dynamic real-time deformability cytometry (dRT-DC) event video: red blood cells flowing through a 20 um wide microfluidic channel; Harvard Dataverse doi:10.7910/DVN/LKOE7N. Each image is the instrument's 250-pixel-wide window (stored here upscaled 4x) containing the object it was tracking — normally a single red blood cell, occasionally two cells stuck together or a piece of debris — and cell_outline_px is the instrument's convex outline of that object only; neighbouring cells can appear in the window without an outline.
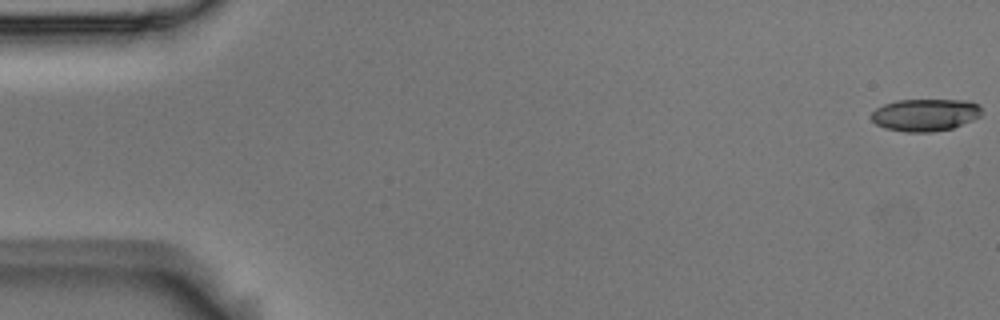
{"species": "Egyptian fruit bat (a non-hibernating species)", "species_latin": "Rousettus aegyptiacus", "temperature_condition": "room temperature", "stored_images_in_passage": 8, "camera_frame_rate_fps": 3000, "um_per_image_px": 0.085, "animal": {"sex": "male"}, "frame": {"image": 1, "passage_image": 1, "time_ms": 0.0, "image_size_px": [1000, 320], "cell_outline_px": [[980, 116], [972, 120], [952, 128], [932, 132], [904, 132], [884, 128], [876, 124], [868, 116], [876, 108], [884, 104], [896, 100], [968, 100], [980, 104]], "centroid_in_image_um": [78.61, 9.76], "position_along_channel_um": 6.4, "area_um2": 20.92}}
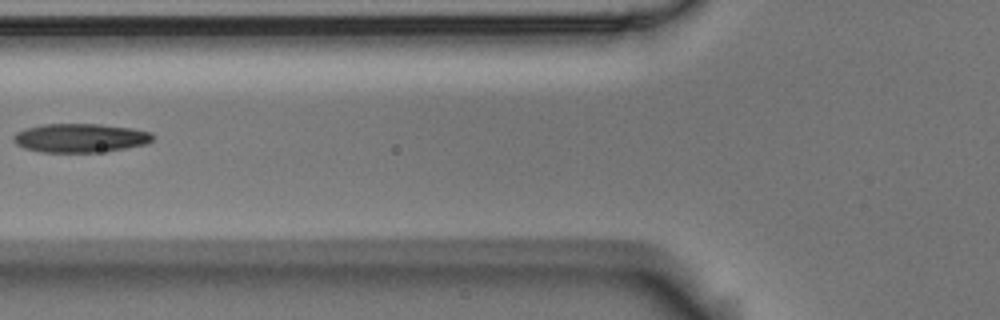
{"frame": {"image": 2, "passage_image": 7, "time_ms": 2.0, "image_size_px": [1000, 320], "cell_outline_px": [[152, 140], [144, 144], [124, 148], [96, 152], [40, 152], [24, 148], [16, 144], [12, 140], [12, 136], [16, 132], [24, 128], [44, 124], [100, 124], [132, 128], [152, 132]], "centroid_in_image_um": [6.76, 11.72], "position_along_channel_um": 119.0, "area_um2": 23.35}}
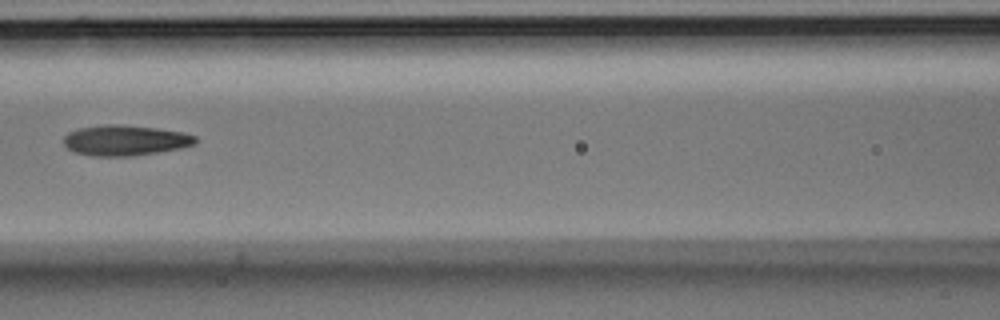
{"frame": {"image": 3, "passage_image": 8, "time_ms": 2.333, "image_size_px": [1000, 320], "cell_outline_px": [[196, 144], [180, 148], [132, 156], [92, 156], [76, 152], [68, 148], [64, 144], [64, 136], [68, 132], [80, 128], [104, 124], [112, 124], [156, 128], [184, 132], [196, 136]], "centroid_in_image_um": [10.64, 11.93], "position_along_channel_um": 156.0, "area_um2": 23.24}}